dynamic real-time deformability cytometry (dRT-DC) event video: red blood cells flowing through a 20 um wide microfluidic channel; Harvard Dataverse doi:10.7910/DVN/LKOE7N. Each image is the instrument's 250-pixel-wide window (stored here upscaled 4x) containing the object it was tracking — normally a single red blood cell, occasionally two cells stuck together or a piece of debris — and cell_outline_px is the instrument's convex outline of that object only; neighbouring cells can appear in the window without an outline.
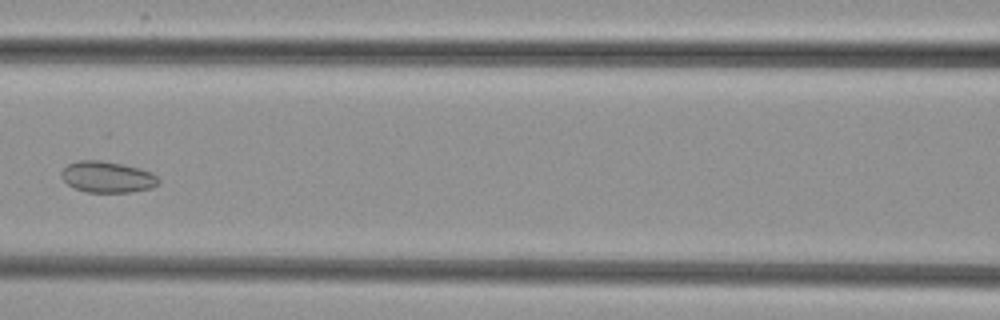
{"species": "common noctule bat (a hibernating species)", "species_latin": "Nyctalus noctula", "temperature_condition": "cold", "stored_images_in_passage": 6, "camera_frame_rate_fps": 3000, "um_per_image_px": 0.085, "animal": {"sex": "female", "body_mass_g": 29.2, "forearm_length_mm": 56.3}, "frame": {"image": 1, "passage_image": 6, "time_ms": 7.0, "image_size_px": [1000, 320], "cell_outline_px": [[160, 180], [152, 188], [132, 192], [88, 192], [76, 188], [68, 184], [60, 176], [60, 172], [68, 164], [80, 160], [100, 160], [124, 164], [140, 168], [152, 172]], "centroid_in_image_um": [9.13, 15.03], "position_along_channel_um": 157.5, "area_um2": 17.69}}